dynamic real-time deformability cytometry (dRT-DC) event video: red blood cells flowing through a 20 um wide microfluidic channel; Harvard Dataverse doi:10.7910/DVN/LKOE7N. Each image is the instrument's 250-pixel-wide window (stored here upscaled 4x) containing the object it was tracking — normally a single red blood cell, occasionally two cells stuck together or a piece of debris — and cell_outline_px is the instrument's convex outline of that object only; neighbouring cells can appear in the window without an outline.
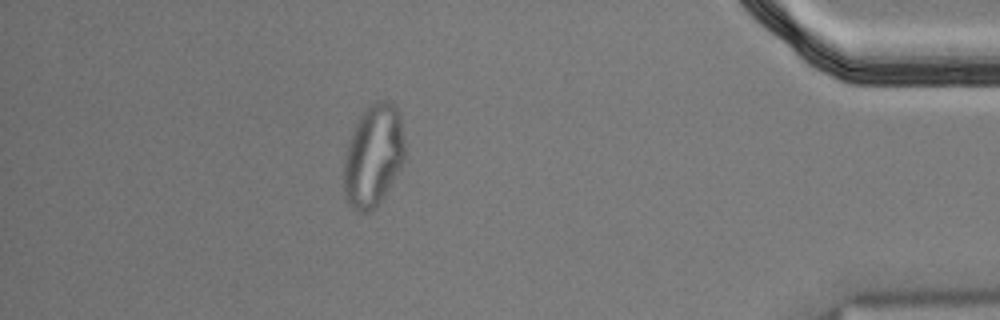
{"species": "Egyptian fruit bat (a non-hibernating species)", "species_latin": "Rousettus aegyptiacus", "temperature_condition": "cold", "stored_images_in_passage": 42, "segment_of_instrument_passage": [2, 2], "camera_frame_rate_fps": 3000, "um_per_image_px": 0.085, "animal": {"sex": "male"}, "frame": {"image": 1, "passage_image": 36, "time_ms": 11.667, "image_size_px": [1000, 320], "cell_outline_px": [[404, 160], [400, 168], [384, 196], [368, 212], [360, 212], [352, 208], [348, 204], [344, 196], [344, 160], [348, 140], [360, 116], [376, 100], [388, 100], [396, 108], [400, 116], [404, 140]], "centroid_in_image_um": [31.72, 13.24], "position_along_channel_um": 403.5, "area_um2": 35.95}}